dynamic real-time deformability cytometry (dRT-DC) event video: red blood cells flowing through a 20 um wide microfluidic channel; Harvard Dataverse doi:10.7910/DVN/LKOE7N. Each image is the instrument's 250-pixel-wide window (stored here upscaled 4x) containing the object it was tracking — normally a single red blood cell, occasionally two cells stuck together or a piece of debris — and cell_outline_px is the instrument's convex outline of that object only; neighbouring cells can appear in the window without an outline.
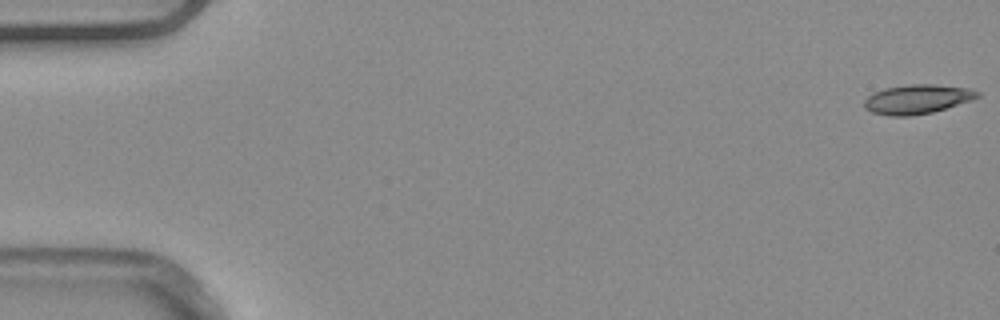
{"species": "common noctule bat (a hibernating species)", "species_latin": "Nyctalus noctula", "temperature_condition": "warm", "stored_images_in_passage": 53, "camera_frame_rate_fps": 3000, "um_per_image_px": 0.085, "animal": {"sex": "male", "body_mass_g": 20.4}, "frame": {"image": 1, "passage_image": 1, "time_ms": 0.0, "image_size_px": [1000, 320], "cell_outline_px": [[980, 96], [932, 112], [908, 116], [888, 116], [872, 112], [864, 108], [864, 100], [872, 92], [884, 88], [908, 84], [936, 84], [968, 88], [980, 92]], "centroid_in_image_um": [77.89, 8.42], "position_along_channel_um": 7.1, "area_um2": 19.19}}
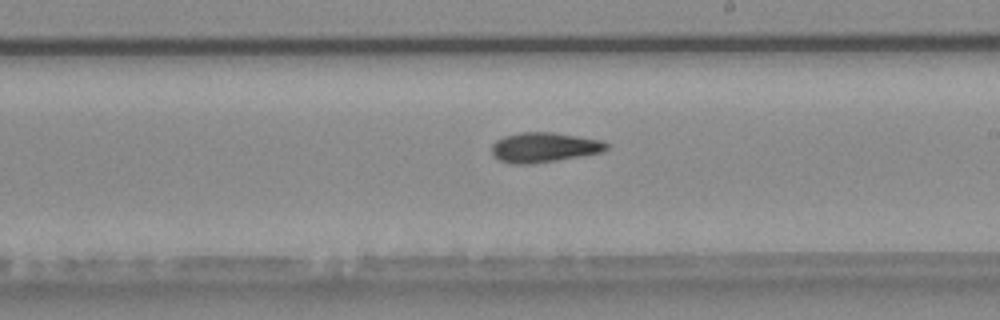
{"frame": {"image": 2, "passage_image": 31, "time_ms": 10.0, "image_size_px": [1000, 320], "cell_outline_px": [[608, 148], [604, 152], [556, 160], [528, 164], [512, 164], [500, 160], [492, 152], [492, 144], [496, 140], [504, 136], [520, 132], [552, 132], [604, 140], [608, 144]], "centroid_in_image_um": [46.28, 12.51], "position_along_channel_um": 242.7, "area_um2": 19.94}}
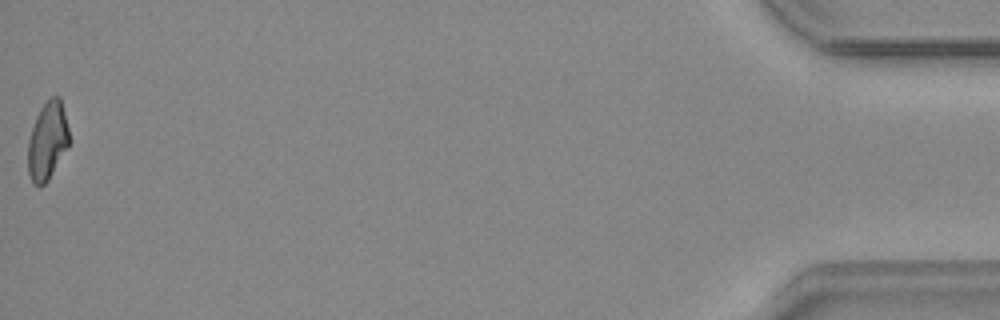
{"frame": {"image": 3, "passage_image": 53, "time_ms": 17.333, "image_size_px": [1000, 320], "cell_outline_px": [[68, 144], [48, 180], [40, 188], [32, 184], [28, 172], [28, 140], [36, 116], [40, 108], [52, 96], [60, 96], [68, 128]], "centroid_in_image_um": [4.0, 11.99], "position_along_channel_um": 431.2, "area_um2": 18.44}, "authors_computed_cell_mechanics": {"area_um2": 19.3052, "velocity_mm_per_s": 3.8975, "shape_relaxation_time_tau1_ms": null, "shape_relaxation_time_tau2_ms": 5.0129, "deformation_change_tau1": null, "deformation_change_tau2": 0.1272}}